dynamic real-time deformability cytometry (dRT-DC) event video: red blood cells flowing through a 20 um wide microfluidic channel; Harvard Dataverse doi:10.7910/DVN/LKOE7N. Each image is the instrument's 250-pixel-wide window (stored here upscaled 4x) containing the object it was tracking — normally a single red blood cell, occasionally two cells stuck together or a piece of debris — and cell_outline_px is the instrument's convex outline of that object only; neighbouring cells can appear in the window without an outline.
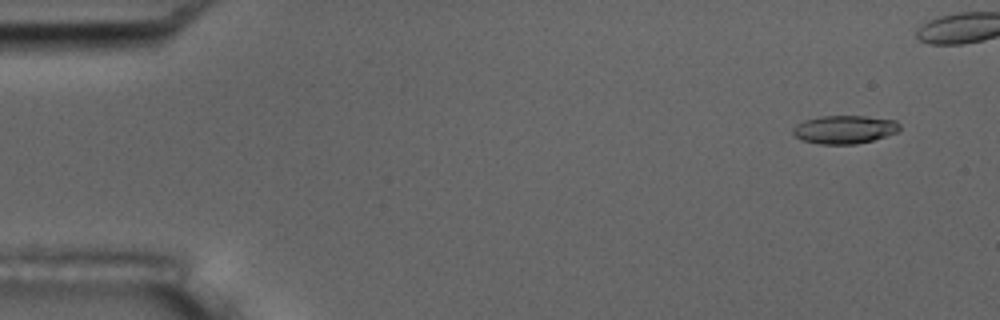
{"species": "common noctule bat (a hibernating species)", "species_latin": "Nyctalus noctula", "temperature_condition": "room temperature", "stored_images_in_passage": 8, "camera_frame_rate_fps": 3000, "um_per_image_px": 0.085, "animal": {"sex": "male", "body_mass_g": 17.5, "forearm_length_mm": 52.3}, "frame": {"image": 1, "passage_image": 1, "time_ms": 0.0, "image_size_px": [1000, 320], "cell_outline_px": [[900, 132], [872, 140], [856, 144], [820, 144], [804, 140], [796, 136], [792, 132], [792, 128], [796, 124], [804, 120], [820, 116], [864, 116], [896, 120], [900, 124]], "centroid_in_image_um": [71.81, 11.0], "position_along_channel_um": 13.2, "area_um2": 17.63}}
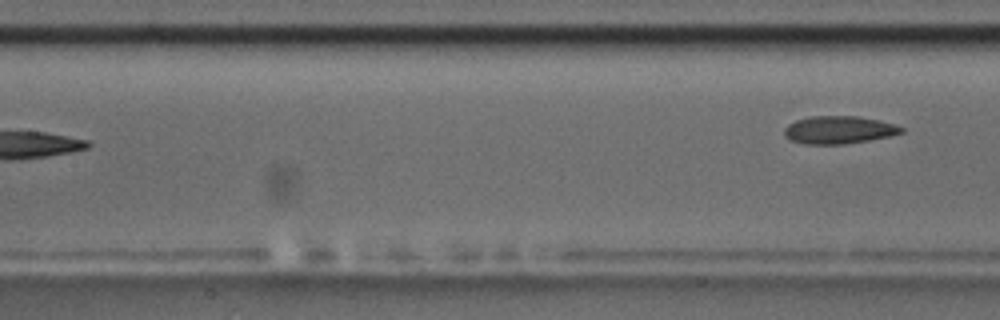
{"frame": {"image": 2, "passage_image": 8, "time_ms": 8.333, "image_size_px": [1000, 320], "cell_outline_px": [[904, 132], [888, 136], [868, 140], [844, 144], [804, 144], [792, 140], [784, 136], [784, 128], [788, 124], [796, 120], [808, 116], [856, 116], [880, 120], [896, 124], [904, 128]], "centroid_in_image_um": [71.29, 11.03], "position_along_channel_um": 136.1, "area_um2": 18.96}}